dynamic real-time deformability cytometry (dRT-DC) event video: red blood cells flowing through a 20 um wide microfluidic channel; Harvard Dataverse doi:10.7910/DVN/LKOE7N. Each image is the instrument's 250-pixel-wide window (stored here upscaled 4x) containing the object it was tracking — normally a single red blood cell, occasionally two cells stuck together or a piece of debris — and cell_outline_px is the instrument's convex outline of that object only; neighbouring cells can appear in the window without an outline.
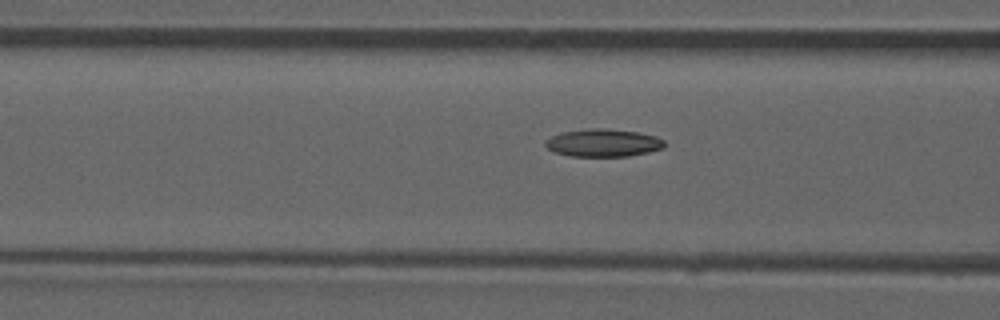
{"species": "common noctule bat (a hibernating species)", "species_latin": "Nyctalus noctula", "temperature_condition": "room temperature", "stored_images_in_passage": 22, "camera_frame_rate_fps": 3000, "um_per_image_px": 0.085, "animal": {"sex": "male", "forearm_length_mm": 52.5}, "frame": {"image": 1, "passage_image": 16, "time_ms": 5.0, "image_size_px": [1000, 320], "cell_outline_px": [[664, 148], [648, 152], [628, 156], [572, 156], [556, 152], [548, 148], [544, 144], [544, 140], [560, 132], [592, 128], [608, 128], [636, 132], [656, 136], [664, 140]], "centroid_in_image_um": [51.26, 12.13], "position_along_channel_um": 115.3, "area_um2": 19.19}}